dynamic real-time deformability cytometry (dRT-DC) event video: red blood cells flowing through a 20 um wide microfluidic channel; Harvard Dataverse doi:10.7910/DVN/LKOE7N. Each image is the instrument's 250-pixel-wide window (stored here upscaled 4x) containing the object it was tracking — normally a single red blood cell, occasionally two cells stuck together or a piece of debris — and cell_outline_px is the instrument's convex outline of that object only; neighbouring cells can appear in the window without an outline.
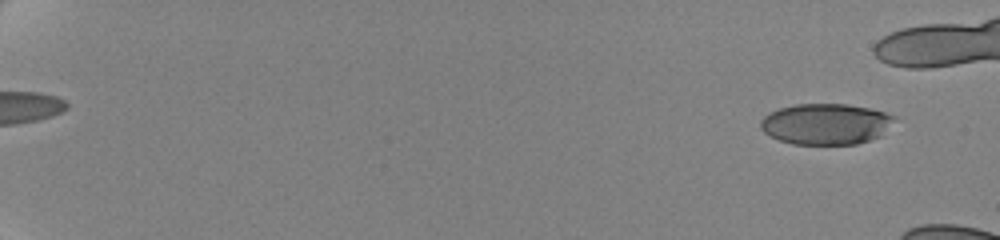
{"species": "human", "species_latin": "Homo sapiens", "temperature_condition": "cold", "stored_images_in_passage": 11, "camera_frame_rate_fps": 3000, "um_per_image_px": 0.085, "donor": {"sex": "female"}, "frame": {"image": 1, "passage_image": 1, "time_ms": 0.0, "image_size_px": [1000, 240], "cell_outline_px": [[896, 116], [880, 136], [856, 144], [792, 144], [780, 140], [764, 132], [760, 128], [760, 120], [768, 112], [780, 108], [796, 104], [848, 104], [868, 108], [884, 112]], "centroid_in_image_um": [70.15, 10.53], "position_along_channel_um": 14.8, "area_um2": 31.73}}